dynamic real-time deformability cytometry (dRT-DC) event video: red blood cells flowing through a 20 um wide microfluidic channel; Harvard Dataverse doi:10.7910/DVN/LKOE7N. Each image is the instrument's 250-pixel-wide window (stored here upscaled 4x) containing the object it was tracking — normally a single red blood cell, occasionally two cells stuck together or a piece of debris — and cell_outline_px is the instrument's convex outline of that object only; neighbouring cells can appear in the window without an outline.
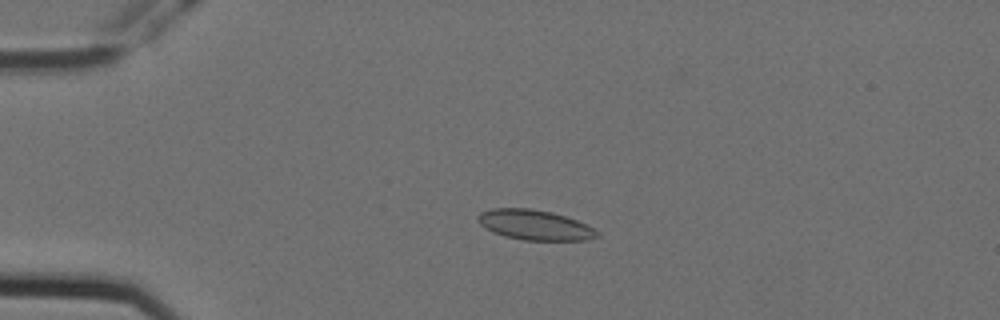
{"species": "Egyptian fruit bat (a non-hibernating species)", "species_latin": "Rousettus aegyptiacus", "temperature_condition": "cold", "stored_images_in_passage": 5, "camera_frame_rate_fps": 3000, "um_per_image_px": 0.085, "animal": {"sex": "female"}, "frame": {"image": 1, "passage_image": 4, "time_ms": 1.0, "image_size_px": [1000, 320], "cell_outline_px": [[600, 236], [588, 240], [524, 240], [504, 236], [492, 232], [484, 228], [480, 224], [476, 216], [480, 212], [492, 208], [528, 208], [552, 212], [576, 220], [600, 232]], "centroid_in_image_um": [45.42, 19.12], "position_along_channel_um": 39.6, "area_um2": 20.92}}